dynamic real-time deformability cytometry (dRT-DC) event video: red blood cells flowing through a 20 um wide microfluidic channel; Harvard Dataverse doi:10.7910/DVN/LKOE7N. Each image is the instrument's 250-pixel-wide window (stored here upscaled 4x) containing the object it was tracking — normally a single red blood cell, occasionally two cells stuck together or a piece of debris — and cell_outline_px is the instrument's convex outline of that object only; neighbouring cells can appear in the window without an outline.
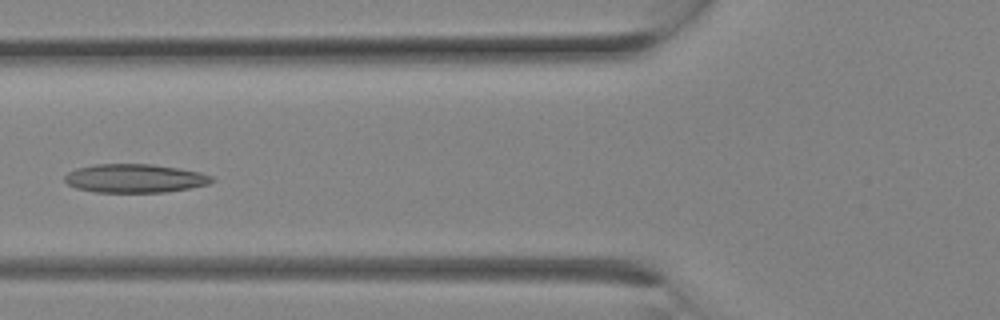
{"species": "Egyptian fruit bat (a non-hibernating species)", "species_latin": "Rousettus aegyptiacus", "temperature_condition": "room temperature", "stored_images_in_passage": 10, "camera_frame_rate_fps": 3000, "um_per_image_px": 0.085, "animal": {"sex": "female"}, "frame": {"image": 1, "passage_image": 9, "time_ms": 2.667, "image_size_px": [1000, 320], "cell_outline_px": [[216, 180], [208, 184], [188, 188], [164, 192], [96, 192], [76, 188], [68, 184], [64, 180], [64, 176], [68, 172], [76, 168], [96, 164], [152, 164], [200, 172], [212, 176]], "centroid_in_image_um": [11.44, 15.16], "position_along_channel_um": 114.4, "area_um2": 24.45}}